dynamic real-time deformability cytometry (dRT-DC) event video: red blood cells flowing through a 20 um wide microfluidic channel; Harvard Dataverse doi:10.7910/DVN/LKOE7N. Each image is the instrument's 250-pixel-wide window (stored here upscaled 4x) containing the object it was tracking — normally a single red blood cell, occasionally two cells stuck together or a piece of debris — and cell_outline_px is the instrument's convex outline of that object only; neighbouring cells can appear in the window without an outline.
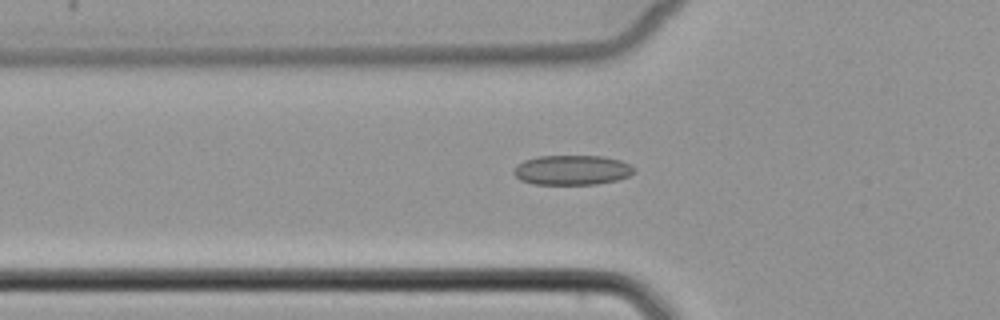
{"species": "common noctule bat (a hibernating species)", "species_latin": "Nyctalus noctula", "temperature_condition": "cold", "stored_images_in_passage": 49, "camera_frame_rate_fps": 3000, "um_per_image_px": 0.085, "animal": {"sex": "female", "body_mass_g": 22.7, "forearm_length_mm": 54.2}, "frame": {"image": 1, "passage_image": 19, "time_ms": 6.0, "image_size_px": [1000, 320], "cell_outline_px": [[636, 172], [628, 176], [616, 180], [596, 184], [532, 184], [520, 180], [512, 172], [516, 164], [524, 160], [536, 156], [604, 156], [620, 160], [636, 168]], "centroid_in_image_um": [48.6, 14.45], "position_along_channel_um": 77.2, "area_um2": 21.04}}
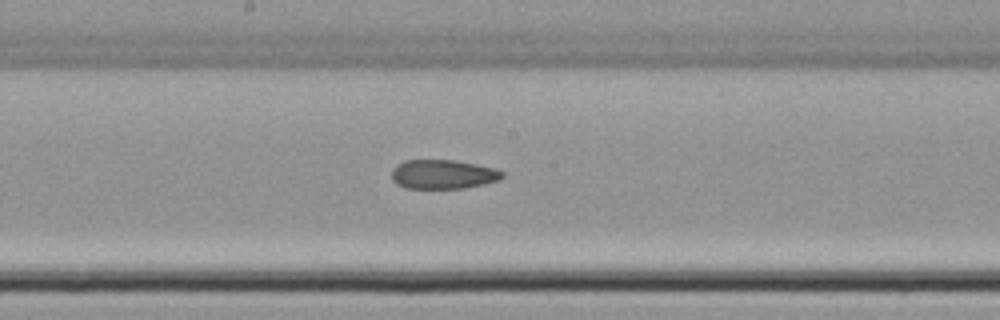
{"frame": {"image": 2, "passage_image": 29, "time_ms": 9.333, "image_size_px": [1000, 320], "cell_outline_px": [[504, 176], [500, 180], [484, 184], [464, 188], [404, 188], [396, 184], [392, 180], [392, 168], [396, 164], [404, 160], [452, 160], [476, 164], [496, 168], [504, 172]], "centroid_in_image_um": [37.65, 14.81], "position_along_channel_um": 210.5, "area_um2": 19.02}}
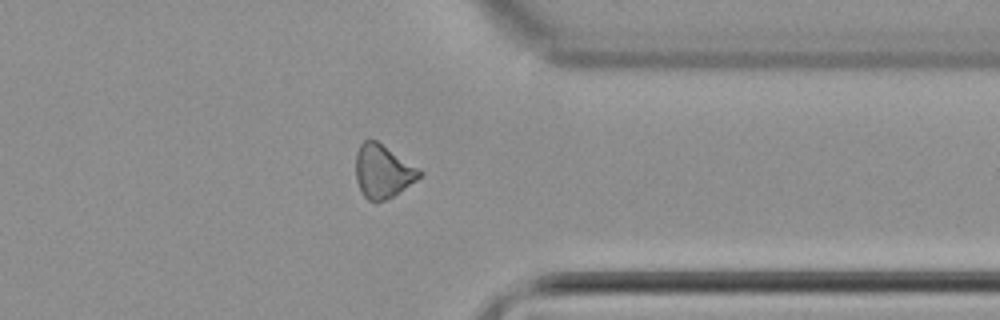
{"frame": {"image": 3, "passage_image": 42, "time_ms": 13.667, "image_size_px": [1000, 320], "cell_outline_px": [[424, 172], [416, 180], [392, 196], [376, 204], [368, 200], [364, 196], [356, 180], [356, 152], [360, 144], [364, 140], [376, 140], [420, 168]], "centroid_in_image_um": [32.53, 14.56], "position_along_channel_um": 378.9, "area_um2": 19.77}}